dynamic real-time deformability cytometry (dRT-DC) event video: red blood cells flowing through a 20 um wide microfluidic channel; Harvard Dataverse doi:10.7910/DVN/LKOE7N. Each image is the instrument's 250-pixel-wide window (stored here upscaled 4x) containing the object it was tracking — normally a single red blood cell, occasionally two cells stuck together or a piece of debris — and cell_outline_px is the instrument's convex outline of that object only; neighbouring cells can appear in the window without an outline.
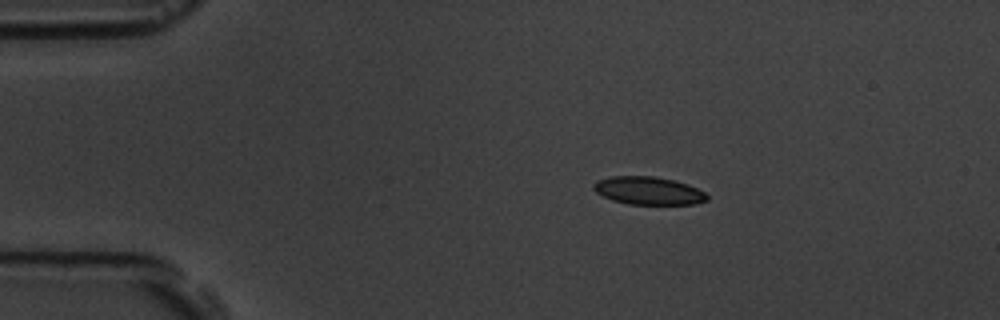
{"species": "common noctule bat (a hibernating species)", "species_latin": "Nyctalus noctula", "temperature_condition": "room temperature", "stored_images_in_passage": 5, "camera_frame_rate_fps": 3000, "um_per_image_px": 0.085, "animal": {"sex": "male", "body_mass_g": 19.5, "forearm_length_mm": 54.6}, "frame": {"image": 1, "passage_image": 3, "time_ms": 2.333, "image_size_px": [1000, 320], "cell_outline_px": [[708, 200], [692, 204], [628, 204], [612, 200], [596, 192], [592, 188], [592, 184], [596, 180], [612, 176], [656, 176], [688, 184], [704, 192], [708, 196]], "centroid_in_image_um": [55.08, 16.2], "position_along_channel_um": 29.9, "area_um2": 18.44}}
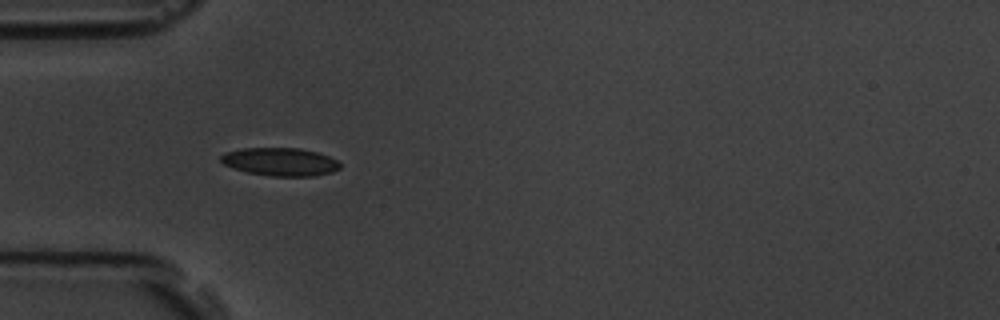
{"frame": {"image": 2, "passage_image": 4, "time_ms": 4.667, "image_size_px": [1000, 320], "cell_outline_px": [[340, 168], [332, 172], [316, 176], [272, 176], [248, 172], [232, 168], [224, 164], [220, 160], [220, 156], [224, 152], [244, 148], [300, 148], [316, 152], [328, 156], [336, 160], [340, 164]], "centroid_in_image_um": [23.81, 13.75], "position_along_channel_um": 61.2, "area_um2": 19.48}}
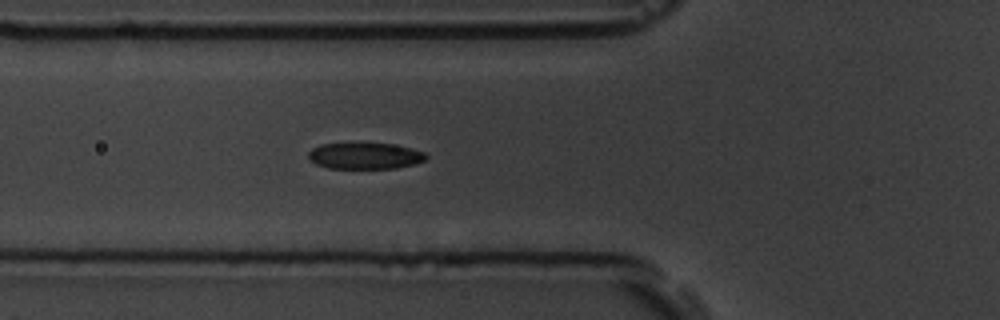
{"frame": {"image": 3, "passage_image": 5, "time_ms": 5.667, "image_size_px": [1000, 320], "cell_outline_px": [[428, 156], [424, 160], [416, 164], [396, 168], [328, 168], [316, 164], [308, 156], [308, 152], [312, 148], [320, 144], [360, 140], [392, 144], [412, 148], [424, 152]], "centroid_in_image_um": [31.0, 13.19], "position_along_channel_um": 94.8, "area_um2": 18.9}}